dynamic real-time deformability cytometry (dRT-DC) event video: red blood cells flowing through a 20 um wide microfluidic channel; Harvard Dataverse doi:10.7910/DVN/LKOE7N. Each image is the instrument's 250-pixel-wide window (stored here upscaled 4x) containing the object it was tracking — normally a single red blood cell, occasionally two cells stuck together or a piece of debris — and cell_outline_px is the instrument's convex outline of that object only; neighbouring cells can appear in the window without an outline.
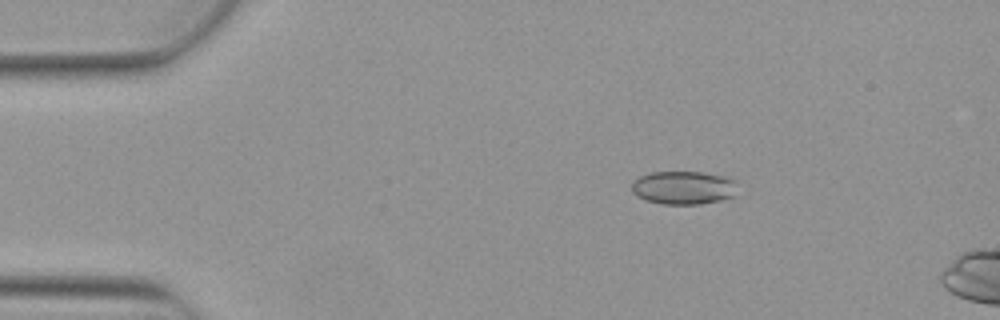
{"species": "Egyptian fruit bat (a non-hibernating species)", "species_latin": "Rousettus aegyptiacus", "temperature_condition": "warm", "stored_images_in_passage": 3, "camera_frame_rate_fps": 3000, "um_per_image_px": 0.085, "animal": {"sex": "female"}, "frame": {"image": 1, "passage_image": 1, "time_ms": 0.0, "image_size_px": [1000, 320], "cell_outline_px": [[736, 196], [720, 200], [700, 204], [660, 204], [644, 200], [636, 196], [632, 192], [632, 180], [640, 176], [652, 172], [700, 172], [724, 176], [736, 180]], "centroid_in_image_um": [58.09, 15.96], "position_along_channel_um": 26.9, "area_um2": 20.81}}